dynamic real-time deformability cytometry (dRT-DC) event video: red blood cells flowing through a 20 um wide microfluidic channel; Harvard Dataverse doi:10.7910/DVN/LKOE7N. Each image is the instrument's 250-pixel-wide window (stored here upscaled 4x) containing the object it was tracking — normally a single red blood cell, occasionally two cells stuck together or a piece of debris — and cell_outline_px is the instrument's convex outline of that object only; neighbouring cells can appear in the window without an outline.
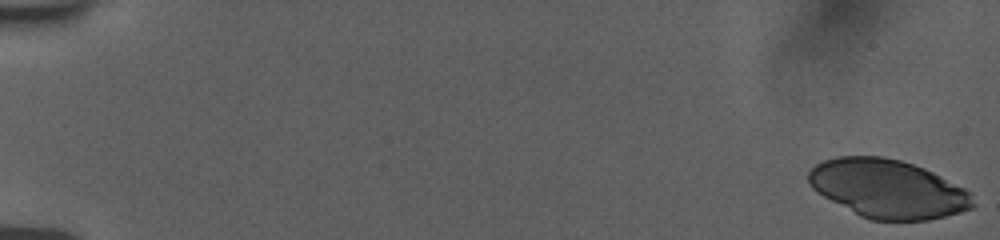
{"species": "human", "species_latin": "Homo sapiens", "temperature_condition": "room temperature", "stored_images_in_passage": 55, "segment_of_instrument_passage": [1, 2], "camera_frame_rate_fps": 3000, "um_per_image_px": 0.085, "donor": {"sex": "female"}, "frame": {"image": 1, "passage_image": 1, "time_ms": 0.0, "image_size_px": [1000, 240], "cell_outline_px": [[976, 204], [972, 208], [960, 212], [928, 220], [872, 220], [860, 216], [824, 196], [812, 188], [808, 180], [808, 172], [816, 164], [824, 160], [836, 156], [880, 156], [900, 160], [924, 168], [964, 188], [968, 192]], "centroid_in_image_um": [75.45, 16.04], "position_along_channel_um": 9.5, "area_um2": 55.55}}
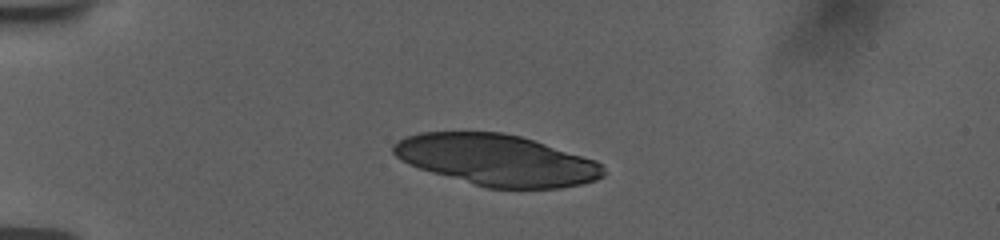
{"frame": {"image": 2, "passage_image": 15, "time_ms": 4.667, "image_size_px": [1000, 240], "cell_outline_px": [[604, 176], [596, 180], [580, 184], [560, 188], [488, 188], [432, 172], [408, 164], [396, 156], [392, 152], [392, 144], [404, 136], [420, 132], [500, 132], [520, 136], [596, 160], [604, 164]], "centroid_in_image_um": [42.22, 13.6], "position_along_channel_um": 42.8, "area_um2": 62.37}}